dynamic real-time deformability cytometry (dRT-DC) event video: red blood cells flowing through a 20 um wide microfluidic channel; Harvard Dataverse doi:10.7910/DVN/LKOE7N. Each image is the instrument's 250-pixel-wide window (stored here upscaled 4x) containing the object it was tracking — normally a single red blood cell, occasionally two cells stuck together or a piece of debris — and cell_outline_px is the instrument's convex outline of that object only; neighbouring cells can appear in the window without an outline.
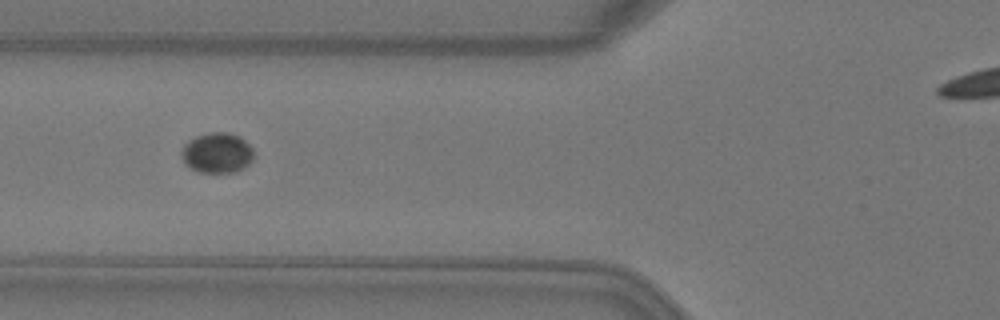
{"species": "Egyptian fruit bat (a non-hibernating species)", "species_latin": "Rousettus aegyptiacus", "temperature_condition": "warm", "stored_images_in_passage": 8, "camera_frame_rate_fps": 3000, "um_per_image_px": 0.085, "animal": {"sex": "female"}, "frame": {"image": 1, "passage_image": 6, "time_ms": 1.667, "image_size_px": [1000, 320], "cell_outline_px": [[252, 160], [248, 164], [236, 172], [200, 172], [184, 164], [180, 156], [180, 152], [184, 144], [188, 140], [196, 136], [208, 132], [228, 132], [240, 136], [252, 148]], "centroid_in_image_um": [18.41, 12.98], "position_along_channel_um": 107.4, "area_um2": 17.05}}